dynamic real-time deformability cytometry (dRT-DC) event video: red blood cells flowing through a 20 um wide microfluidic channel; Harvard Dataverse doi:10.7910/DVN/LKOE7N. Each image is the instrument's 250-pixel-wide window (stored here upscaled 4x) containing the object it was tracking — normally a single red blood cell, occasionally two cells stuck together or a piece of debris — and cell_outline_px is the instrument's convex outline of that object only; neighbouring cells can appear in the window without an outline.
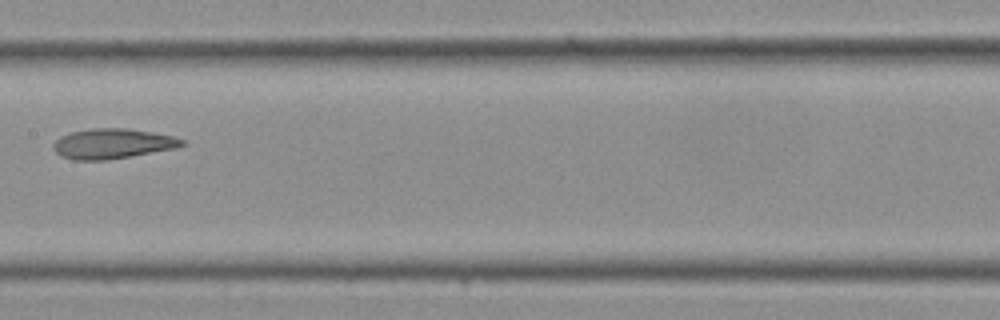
{"species": "Egyptian fruit bat (a non-hibernating species)", "species_latin": "Rousettus aegyptiacus", "temperature_condition": "cold", "stored_images_in_passage": 19, "camera_frame_rate_fps": 3000, "um_per_image_px": 0.085, "frame": {"image": 1, "passage_image": 13, "time_ms": 4.0, "image_size_px": [1000, 320], "cell_outline_px": [[188, 144], [176, 148], [108, 160], [72, 160], [60, 156], [52, 148], [52, 144], [60, 136], [72, 132], [92, 128], [124, 128], [152, 132], [172, 136], [184, 140]], "centroid_in_image_um": [9.55, 12.22], "position_along_channel_um": 197.9, "area_um2": 22.6}}